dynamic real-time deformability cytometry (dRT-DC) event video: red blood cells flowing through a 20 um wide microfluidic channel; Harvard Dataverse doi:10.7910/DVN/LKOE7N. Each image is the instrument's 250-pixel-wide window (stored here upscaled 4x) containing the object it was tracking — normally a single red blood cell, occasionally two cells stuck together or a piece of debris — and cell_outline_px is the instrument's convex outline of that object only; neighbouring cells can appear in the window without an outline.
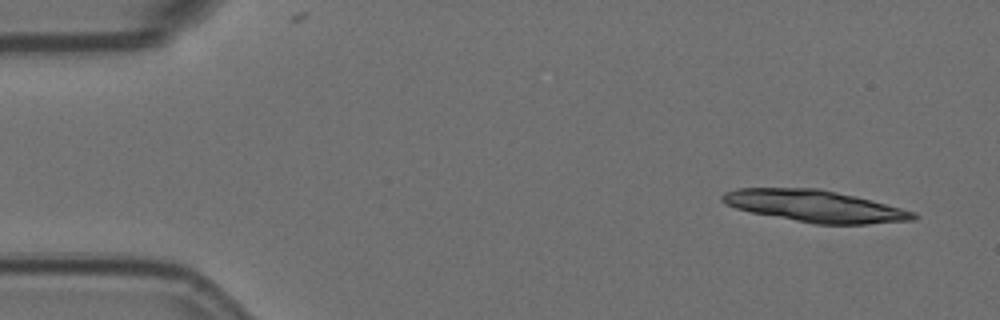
{"species": "Egyptian fruit bat (a non-hibernating species)", "species_latin": "Rousettus aegyptiacus", "temperature_condition": "room temperature", "stored_images_in_passage": 5, "camera_frame_rate_fps": 3000, "um_per_image_px": 0.085, "animal": {"sex": "female"}, "frame": {"image": 1, "passage_image": 1, "time_ms": 0.0, "image_size_px": [1000, 320], "cell_outline_px": [[920, 216], [916, 220], [868, 224], [812, 224], [752, 212], [736, 208], [720, 200], [720, 196], [724, 192], [736, 188], [820, 188], [856, 196], [872, 200], [916, 212]], "centroid_in_image_um": [69.31, 17.52], "position_along_channel_um": 15.7, "area_um2": 35.6}}
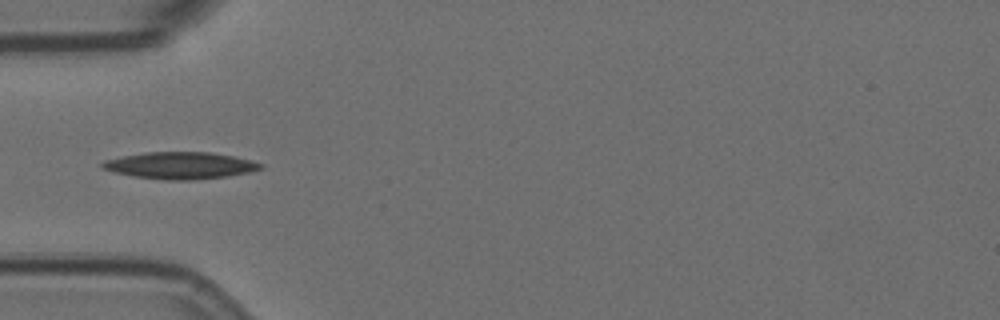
{"frame": {"image": 2, "passage_image": 5, "time_ms": 1.333, "image_size_px": [1000, 320], "cell_outline_px": [[264, 168], [248, 172], [228, 176], [192, 180], [164, 180], [132, 176], [100, 168], [100, 164], [104, 160], [144, 152], [212, 152], [252, 160], [264, 164]], "centroid_in_image_um": [15.33, 14.06], "position_along_channel_um": 69.7, "area_um2": 24.85}}